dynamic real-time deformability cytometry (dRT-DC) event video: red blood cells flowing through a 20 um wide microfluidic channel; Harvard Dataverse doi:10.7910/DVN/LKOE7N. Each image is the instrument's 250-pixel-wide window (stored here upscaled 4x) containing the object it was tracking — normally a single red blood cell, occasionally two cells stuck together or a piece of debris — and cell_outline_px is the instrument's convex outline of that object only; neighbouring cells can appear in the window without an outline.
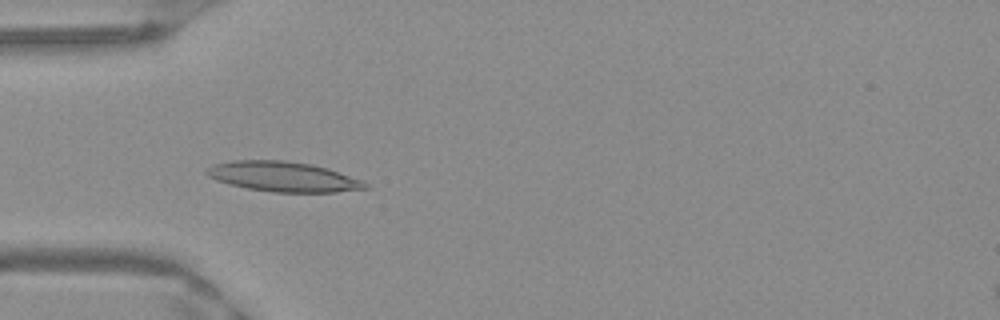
{"species": "Egyptian fruit bat (a non-hibernating species)", "species_latin": "Rousettus aegyptiacus", "temperature_condition": "warm", "stored_images_in_passage": 50, "camera_frame_rate_fps": 3000, "um_per_image_px": 0.085, "frame": {"image": 1, "passage_image": 15, "time_ms": 4.667, "image_size_px": [1000, 320], "cell_outline_px": [[372, 188], [336, 192], [272, 192], [248, 188], [216, 180], [208, 176], [204, 172], [212, 164], [232, 160], [284, 160], [312, 164], [328, 168], [364, 180]], "centroid_in_image_um": [24.12, 15.01], "position_along_channel_um": 60.9, "area_um2": 27.92}}
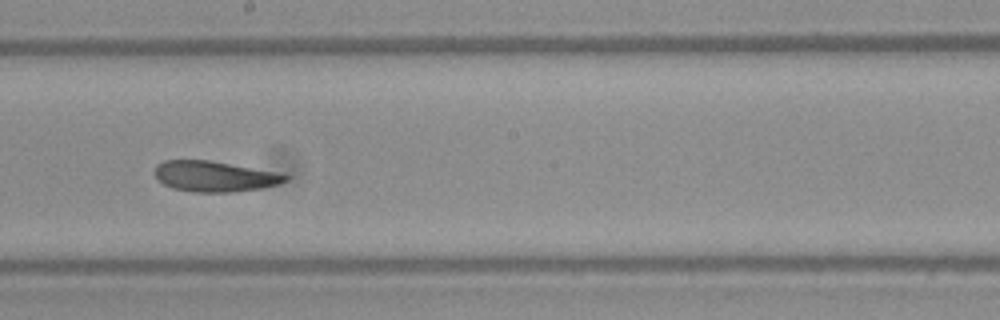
{"frame": {"image": 2, "passage_image": 28, "time_ms": 9.0, "image_size_px": [1000, 320], "cell_outline_px": [[288, 180], [280, 184], [264, 188], [232, 192], [192, 192], [172, 188], [156, 180], [156, 164], [164, 160], [208, 160], [284, 172], [288, 176]], "centroid_in_image_um": [18.31, 14.99], "position_along_channel_um": 229.9, "area_um2": 23.76}}
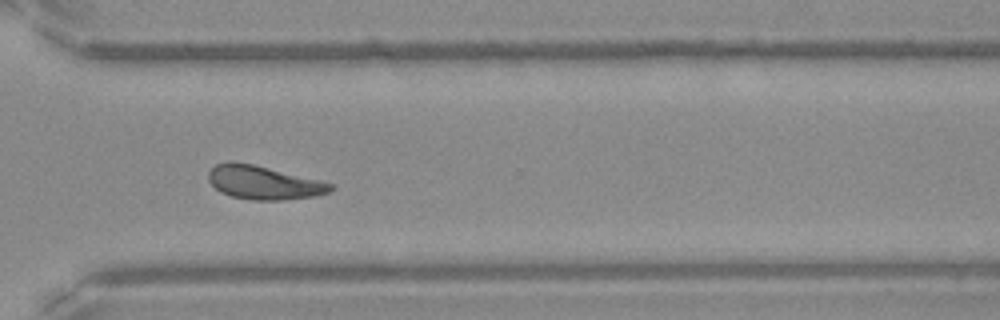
{"frame": {"image": 3, "passage_image": 37, "time_ms": 12.0, "image_size_px": [1000, 320], "cell_outline_px": [[336, 188], [328, 192], [316, 196], [280, 200], [252, 200], [232, 196], [220, 192], [208, 180], [208, 172], [216, 164], [252, 164], [320, 180], [336, 184]], "centroid_in_image_um": [22.48, 15.55], "position_along_channel_um": 348.1, "area_um2": 23.41}, "authors_computed_cell_mechanics": {"area_um2": 24.6517, "velocity_mm_per_s": 3.9419, "shape_relaxation_time_tau1_ms": null, "shape_relaxation_time_tau2_ms": 2.8865, "deformation_change_tau1": null, "deformation_change_tau2": 0.0957}}